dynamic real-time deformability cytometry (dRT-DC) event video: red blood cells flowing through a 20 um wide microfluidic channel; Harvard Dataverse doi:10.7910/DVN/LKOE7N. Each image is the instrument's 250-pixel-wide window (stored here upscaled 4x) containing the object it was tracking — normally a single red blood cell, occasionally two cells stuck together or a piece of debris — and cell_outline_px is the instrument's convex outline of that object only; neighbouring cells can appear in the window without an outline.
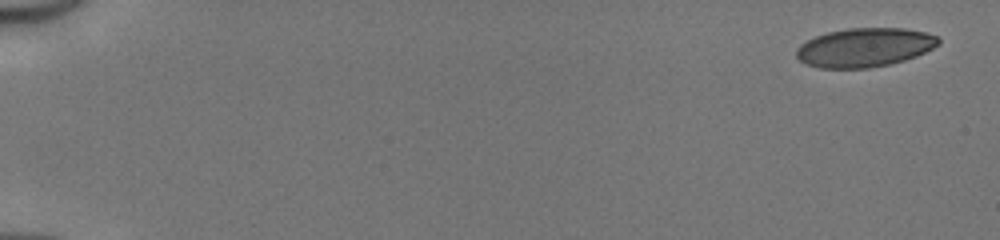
{"species": "human", "species_latin": "Homo sapiens", "temperature_condition": "cold", "stored_images_in_passage": 49, "camera_frame_rate_fps": 3000, "um_per_image_px": 0.085, "donor": {"sex": "male"}, "frame": {"image": 1, "passage_image": 1, "time_ms": 0.0, "image_size_px": [1000, 240], "cell_outline_px": [[940, 44], [916, 56], [904, 60], [888, 64], [868, 68], [820, 68], [804, 64], [796, 56], [796, 48], [800, 44], [816, 36], [828, 32], [848, 28], [904, 28], [924, 32], [936, 36], [940, 40]], "centroid_in_image_um": [73.47, 4.03], "position_along_channel_um": 11.5, "area_um2": 32.14}}
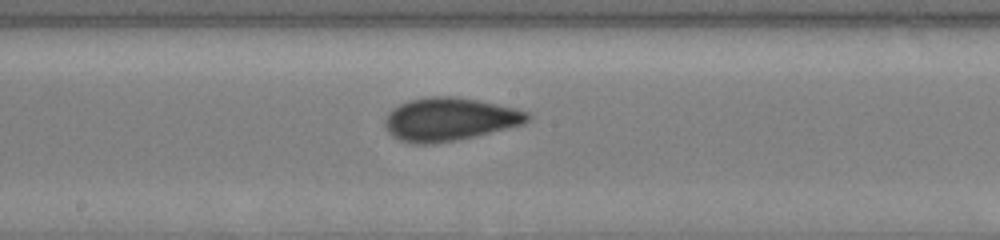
{"frame": {"image": 2, "passage_image": 28, "time_ms": 9.0, "image_size_px": [1000, 240], "cell_outline_px": [[532, 116], [524, 124], [456, 140], [436, 144], [416, 144], [400, 140], [392, 136], [388, 132], [384, 124], [384, 120], [388, 112], [392, 108], [408, 100], [428, 96], [456, 96], [516, 108], [528, 112]], "centroid_in_image_um": [38.17, 10.13], "position_along_channel_um": 210.0, "area_um2": 35.89}}
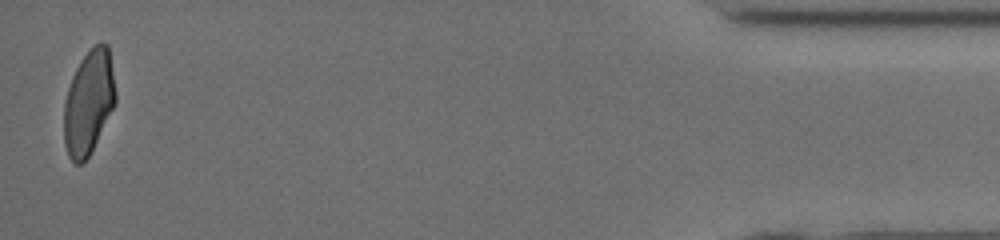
{"frame": {"image": 3, "passage_image": 49, "time_ms": 16.0, "image_size_px": [1000, 240], "cell_outline_px": [[116, 104], [88, 156], [80, 164], [76, 164], [68, 156], [64, 144], [64, 100], [72, 76], [80, 60], [100, 40], [108, 44], [116, 92]], "centroid_in_image_um": [7.54, 8.68], "position_along_channel_um": 427.7, "area_um2": 31.27}, "authors_computed_cell_mechanics": {"area_um2": 33.524, "velocity_mm_per_s": 4.1722, "shape_relaxation_time_tau1_ms": 5.4718, "shape_relaxation_time_tau2_ms": 0.9756, "deformation_change_tau1": 0.1529, "deformation_change_tau2": 0.0541}}